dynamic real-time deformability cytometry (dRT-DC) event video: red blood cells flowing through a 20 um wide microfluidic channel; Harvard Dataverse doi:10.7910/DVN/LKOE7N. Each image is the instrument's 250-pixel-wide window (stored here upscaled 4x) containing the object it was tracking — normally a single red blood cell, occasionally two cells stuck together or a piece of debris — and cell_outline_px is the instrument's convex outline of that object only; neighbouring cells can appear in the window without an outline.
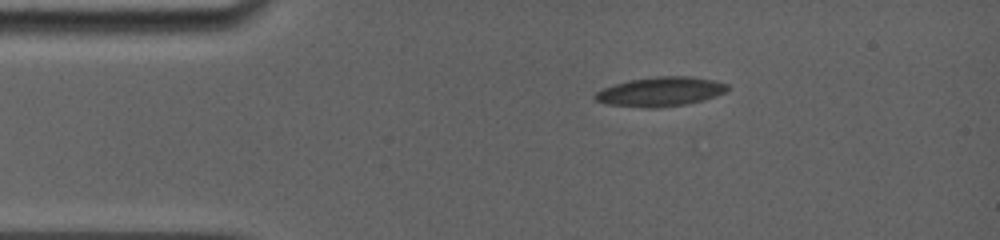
{"species": "common noctule bat (a hibernating species)", "species_latin": "Nyctalus noctula", "temperature_condition": "room temperature", "stored_images_in_passage": 23, "camera_frame_rate_fps": 5000, "um_per_image_px": 0.085, "animal": {"sex": "female", "body_mass_g": 19.0, "forearm_length_mm": 56.7}, "frame": {"image": 1, "passage_image": 1, "time_ms": 0.0, "image_size_px": [1000, 240], "cell_outline_px": [[732, 88], [716, 96], [704, 100], [684, 104], [656, 108], [644, 108], [608, 104], [596, 100], [592, 96], [596, 92], [604, 88], [628, 80], [656, 76], [692, 76], [716, 80], [728, 84]], "centroid_in_image_um": [56.18, 7.78], "position_along_channel_um": 28.8, "area_um2": 22.77}}
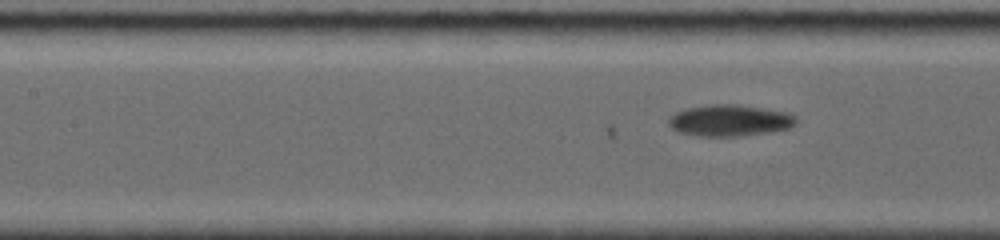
{"frame": {"image": 2, "passage_image": 15, "time_ms": 4.4, "image_size_px": [1000, 240], "cell_outline_px": [[796, 124], [788, 128], [772, 132], [736, 136], [700, 136], [676, 132], [668, 124], [668, 116], [676, 112], [688, 108], [708, 104], [740, 104], [788, 112], [796, 116]], "centroid_in_image_um": [62.02, 10.23], "position_along_channel_um": 145.4, "area_um2": 23.64}}
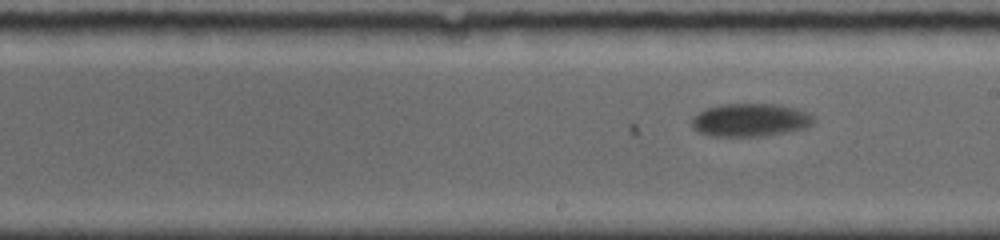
{"frame": {"image": 3, "passage_image": 23, "time_ms": 6.6, "image_size_px": [1000, 240], "cell_outline_px": [[816, 120], [812, 124], [804, 128], [756, 136], [712, 136], [700, 132], [692, 128], [692, 116], [696, 112], [708, 108], [724, 104], [780, 104], [796, 108], [808, 112], [816, 116]], "centroid_in_image_um": [63.77, 10.18], "position_along_channel_um": 225.2, "area_um2": 23.41}}